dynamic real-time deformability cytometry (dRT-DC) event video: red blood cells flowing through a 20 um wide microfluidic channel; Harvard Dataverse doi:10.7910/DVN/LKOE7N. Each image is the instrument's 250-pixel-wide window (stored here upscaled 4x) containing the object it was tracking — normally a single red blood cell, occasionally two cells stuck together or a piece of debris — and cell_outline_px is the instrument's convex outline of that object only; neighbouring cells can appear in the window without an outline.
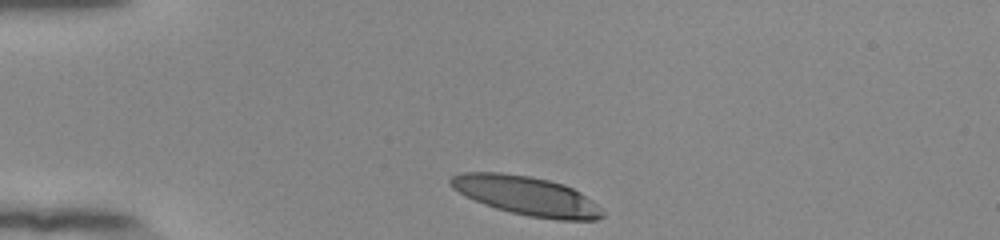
{"species": "human", "species_latin": "Homo sapiens", "temperature_condition": "room temperature", "stored_images_in_passage": 33, "camera_frame_rate_fps": 3000, "um_per_image_px": 0.085, "donor": {"sex": "female"}, "frame": {"image": 1, "passage_image": 1, "time_ms": 0.0, "image_size_px": [1000, 240], "cell_outline_px": [[604, 216], [596, 220], [556, 220], [528, 216], [496, 208], [484, 204], [452, 188], [448, 184], [448, 180], [452, 176], [460, 172], [504, 172], [528, 176], [548, 180], [564, 184], [580, 192], [592, 200], [604, 212]], "centroid_in_image_um": [44.76, 16.63], "position_along_channel_um": 40.2, "area_um2": 34.45}}
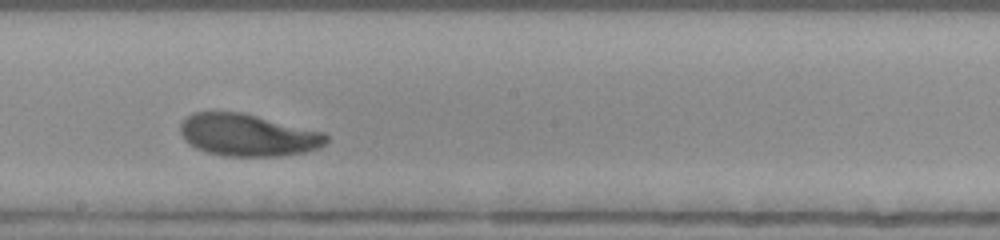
{"frame": {"image": 2, "passage_image": 19, "time_ms": 6.0, "image_size_px": [1000, 240], "cell_outline_px": [[328, 140], [320, 148], [304, 152], [280, 156], [224, 156], [208, 152], [196, 148], [184, 140], [180, 132], [180, 124], [192, 112], [244, 112], [324, 132], [328, 136]], "centroid_in_image_um": [21.07, 11.47], "position_along_channel_um": 227.1, "area_um2": 36.01}}
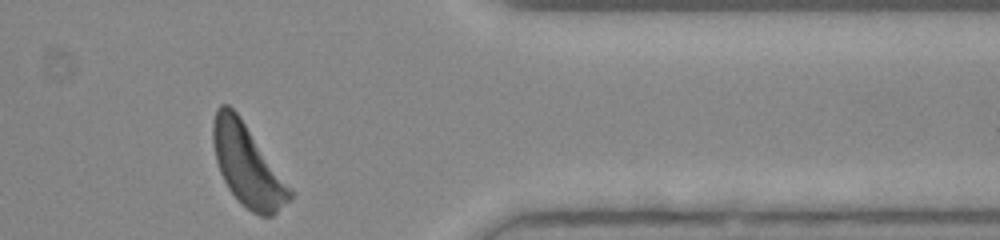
{"frame": {"image": 3, "passage_image": 33, "time_ms": 10.667, "image_size_px": [1000, 240], "cell_outline_px": [[292, 196], [272, 216], [260, 216], [252, 212], [228, 188], [220, 172], [216, 160], [212, 140], [212, 120], [216, 108], [220, 104], [228, 104], [240, 116], [292, 192]], "centroid_in_image_um": [20.96, 13.99], "position_along_channel_um": 390.4, "area_um2": 35.32}, "authors_computed_cell_mechanics": {"area_um2": 36.0094, "velocity_mm_per_s": 3.8191, "shape_relaxation_time_tau1_ms": 2.564, "shape_relaxation_time_tau2_ms": 4.2681, "deformation_change_tau1": 0.1565, "deformation_change_tau2": 0.1166}}